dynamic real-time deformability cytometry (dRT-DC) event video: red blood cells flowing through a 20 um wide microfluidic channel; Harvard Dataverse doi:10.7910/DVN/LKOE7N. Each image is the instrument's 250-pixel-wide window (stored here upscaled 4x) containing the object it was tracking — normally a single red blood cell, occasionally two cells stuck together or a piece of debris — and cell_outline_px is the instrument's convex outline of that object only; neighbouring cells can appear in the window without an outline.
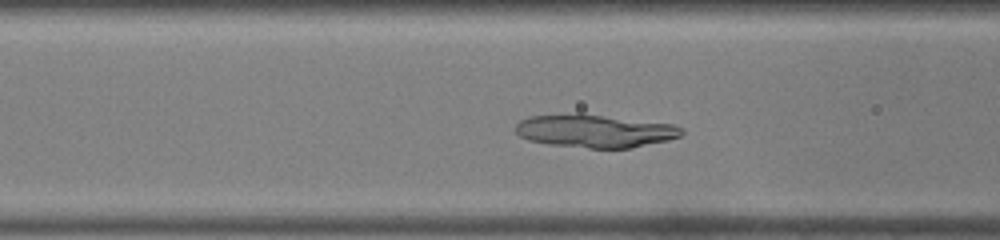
{"species": "common noctule bat (a hibernating species)", "species_latin": "Nyctalus noctula", "temperature_condition": "warm", "stored_images_in_passage": 42, "camera_frame_rate_fps": 3000, "um_per_image_px": 0.085, "animal": {"sex": "male", "body_mass_g": 19.0, "forearm_length_mm": 50.8}, "frame": {"image": 1, "passage_image": 14, "time_ms": 4.333, "image_size_px": [1000, 240], "cell_outline_px": [[684, 132], [680, 136], [668, 140], [632, 148], [588, 148], [548, 144], [528, 140], [520, 136], [516, 132], [516, 124], [520, 120], [528, 116], [576, 112], [580, 112], [676, 124], [684, 128]], "centroid_in_image_um": [50.58, 11.11], "position_along_channel_um": 116.0, "area_um2": 32.66}}
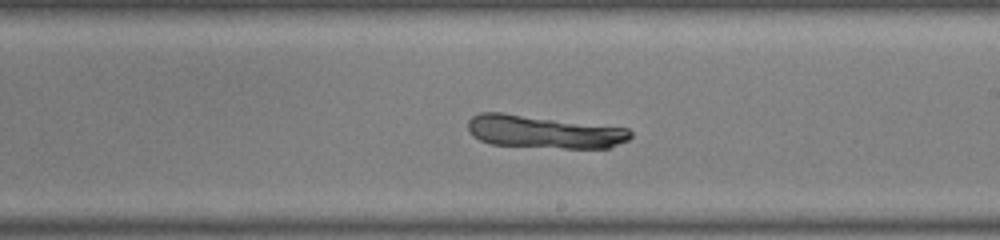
{"frame": {"image": 2, "passage_image": 23, "time_ms": 7.333, "image_size_px": [1000, 240], "cell_outline_px": [[632, 136], [628, 140], [608, 148], [564, 148], [488, 144], [472, 136], [468, 128], [468, 120], [472, 116], [480, 112], [504, 112], [628, 128], [632, 132]], "centroid_in_image_um": [46.2, 11.19], "position_along_channel_um": 242.8, "area_um2": 31.33}}
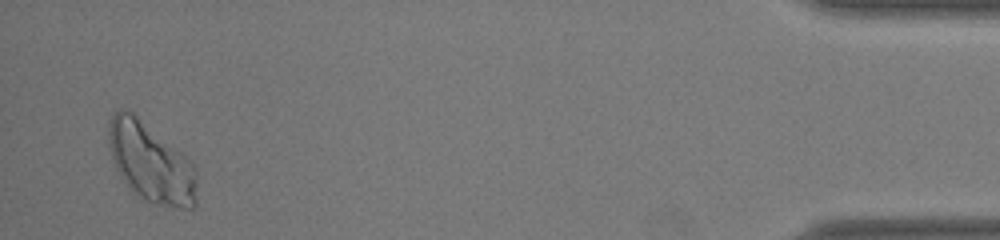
{"frame": {"image": 3, "passage_image": 41, "time_ms": 13.333, "image_size_px": [1000, 240], "cell_outline_px": [[196, 204], [192, 208], [180, 208], [156, 204], [132, 192], [128, 188], [120, 176], [112, 160], [108, 144], [108, 128], [112, 112], [120, 108], [124, 108], [132, 112], [180, 152], [196, 168]], "centroid_in_image_um": [12.78, 13.82], "position_along_channel_um": 422.4, "area_um2": 40.58}}